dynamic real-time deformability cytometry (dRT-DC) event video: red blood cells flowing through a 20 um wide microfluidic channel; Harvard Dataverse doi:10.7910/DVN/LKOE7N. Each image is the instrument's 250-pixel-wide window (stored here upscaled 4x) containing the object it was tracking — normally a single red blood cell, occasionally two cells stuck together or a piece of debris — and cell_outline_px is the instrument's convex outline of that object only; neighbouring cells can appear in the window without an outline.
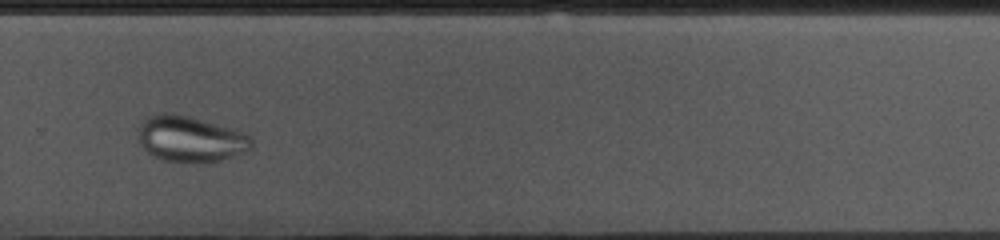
{"species": "common noctule bat (a hibernating species)", "species_latin": "Nyctalus noctula", "temperature_condition": "cold", "stored_images_in_passage": 47, "camera_frame_rate_fps": 3000, "um_per_image_px": 0.085, "animal": {"sex": "female", "body_mass_g": 10.0, "forearm_length_mm": 53.1}, "frame": {"image": 1, "passage_image": 34, "time_ms": 11.0, "image_size_px": [1000, 240], "cell_outline_px": [[252, 148], [248, 152], [220, 160], [184, 164], [164, 160], [148, 152], [140, 144], [136, 128], [148, 116], [160, 112], [172, 112], [236, 128], [244, 132], [252, 140]], "centroid_in_image_um": [16.19, 11.8], "position_along_channel_um": 313.6, "area_um2": 30.92}}